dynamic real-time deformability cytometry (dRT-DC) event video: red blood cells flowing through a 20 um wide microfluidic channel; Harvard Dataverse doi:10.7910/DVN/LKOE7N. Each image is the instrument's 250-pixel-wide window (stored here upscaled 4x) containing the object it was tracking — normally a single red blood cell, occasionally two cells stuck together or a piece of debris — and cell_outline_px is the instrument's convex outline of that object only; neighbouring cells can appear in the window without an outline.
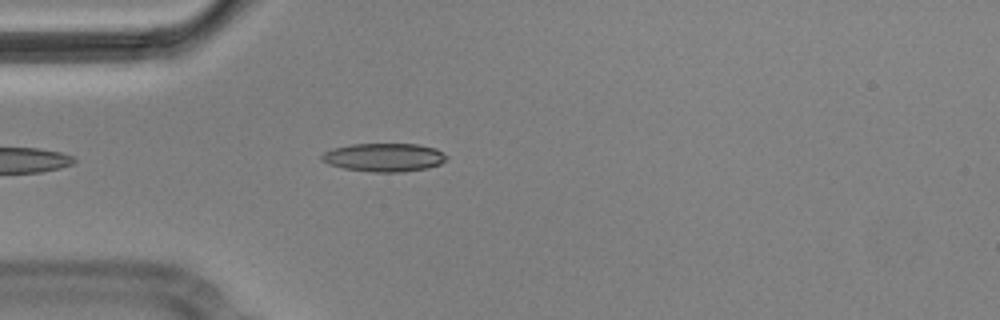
{"species": "Egyptian fruit bat (a non-hibernating species)", "species_latin": "Rousettus aegyptiacus", "temperature_condition": "cold", "stored_images_in_passage": 5, "camera_frame_rate_fps": 3000, "um_per_image_px": 0.085, "animal": {"sex": "male"}, "frame": {"image": 1, "passage_image": 5, "time_ms": 1.333, "image_size_px": [1000, 320], "cell_outline_px": [[448, 160], [440, 164], [428, 168], [404, 172], [372, 172], [344, 168], [328, 164], [320, 160], [320, 156], [324, 152], [332, 148], [352, 144], [416, 144], [436, 148], [448, 156]], "centroid_in_image_um": [32.66, 13.38], "position_along_channel_um": 52.3, "area_um2": 20.87}}